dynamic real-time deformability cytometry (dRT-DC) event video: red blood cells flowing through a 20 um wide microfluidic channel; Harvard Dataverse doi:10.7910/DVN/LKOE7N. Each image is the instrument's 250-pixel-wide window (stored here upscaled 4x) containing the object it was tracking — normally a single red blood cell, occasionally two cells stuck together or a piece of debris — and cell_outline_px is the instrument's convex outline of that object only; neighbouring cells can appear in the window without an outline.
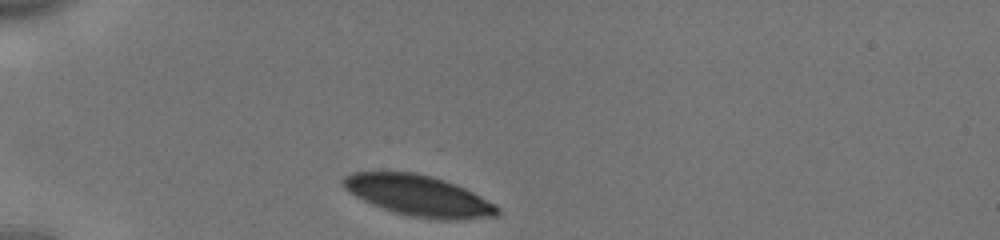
{"species": "human", "species_latin": "Homo sapiens", "temperature_condition": "cold", "stored_images_in_passage": 32, "camera_frame_rate_fps": 3000, "um_per_image_px": 0.085, "donor": {"sex": "male"}, "frame": {"image": 1, "passage_image": 1, "time_ms": 0.0, "image_size_px": [1000, 240], "cell_outline_px": [[500, 212], [496, 216], [464, 220], [440, 220], [408, 216], [372, 204], [348, 192], [340, 184], [340, 180], [344, 176], [352, 172], [412, 172], [432, 176], [444, 180], [464, 188], [496, 204], [500, 208]], "centroid_in_image_um": [35.58, 16.64], "position_along_channel_um": 49.4, "area_um2": 36.76}}
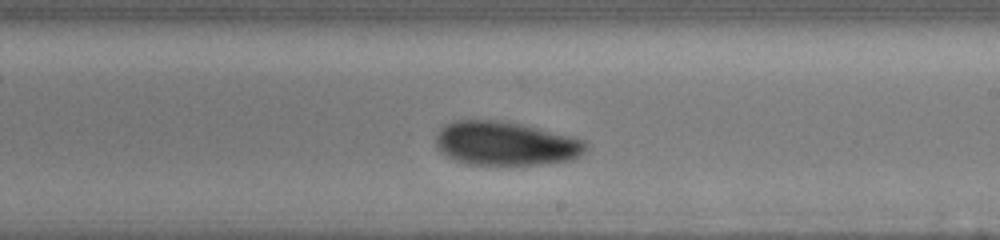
{"frame": {"image": 2, "passage_image": 19, "time_ms": 6.0, "image_size_px": [1000, 240], "cell_outline_px": [[588, 148], [580, 156], [572, 160], [544, 164], [464, 164], [452, 160], [440, 152], [436, 144], [436, 136], [440, 128], [456, 120], [500, 120], [540, 128], [572, 136], [584, 140], [588, 144]], "centroid_in_image_um": [42.99, 12.2], "position_along_channel_um": 246.0, "area_um2": 38.61}}
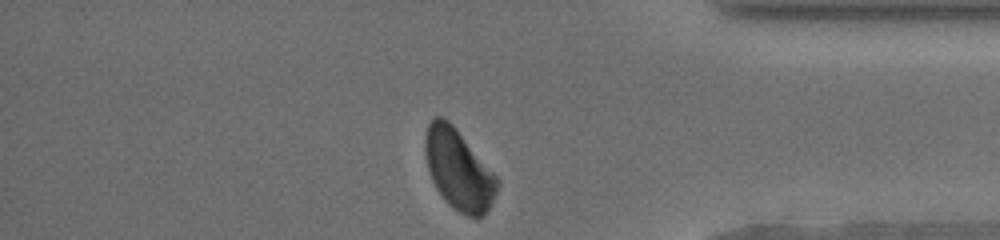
{"frame": {"image": 3, "passage_image": 32, "time_ms": 10.333, "image_size_px": [1000, 240], "cell_outline_px": [[500, 184], [492, 204], [484, 216], [476, 220], [452, 208], [444, 200], [436, 188], [432, 180], [428, 168], [424, 152], [424, 136], [428, 124], [436, 116], [440, 116], [448, 120], [456, 128], [500, 180]], "centroid_in_image_um": [38.99, 14.45], "position_along_channel_um": 396.2, "area_um2": 34.04}, "authors_computed_cell_mechanics": {"area_um2": 38.4081, "velocity_mm_per_s": 3.8118, "shape_relaxation_time_tau1_ms": 1.766, "shape_relaxation_time_tau2_ms": 3.2944, "deformation_change_tau1": 0.0803, "deformation_change_tau2": 0.0642}}